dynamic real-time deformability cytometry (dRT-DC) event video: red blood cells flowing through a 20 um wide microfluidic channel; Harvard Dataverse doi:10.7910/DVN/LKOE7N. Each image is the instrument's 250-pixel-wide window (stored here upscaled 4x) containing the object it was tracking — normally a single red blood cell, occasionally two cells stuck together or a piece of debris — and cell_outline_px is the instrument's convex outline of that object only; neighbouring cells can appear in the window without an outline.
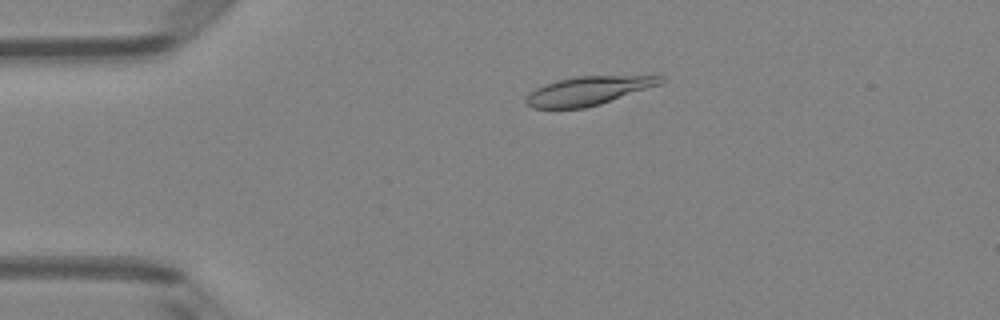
{"species": "Egyptian fruit bat (a non-hibernating species)", "species_latin": "Rousettus aegyptiacus", "temperature_condition": "room temperature", "stored_images_in_passage": 50, "camera_frame_rate_fps": 3000, "um_per_image_px": 0.085, "animal": {"sex": "female"}, "frame": {"image": 1, "passage_image": 11, "time_ms": 3.333, "image_size_px": [1000, 320], "cell_outline_px": [[664, 80], [660, 84], [600, 104], [584, 108], [532, 108], [524, 104], [524, 100], [528, 92], [544, 84], [556, 80], [576, 76], [664, 76]], "centroid_in_image_um": [49.91, 7.72], "position_along_channel_um": 35.1, "area_um2": 22.43}}
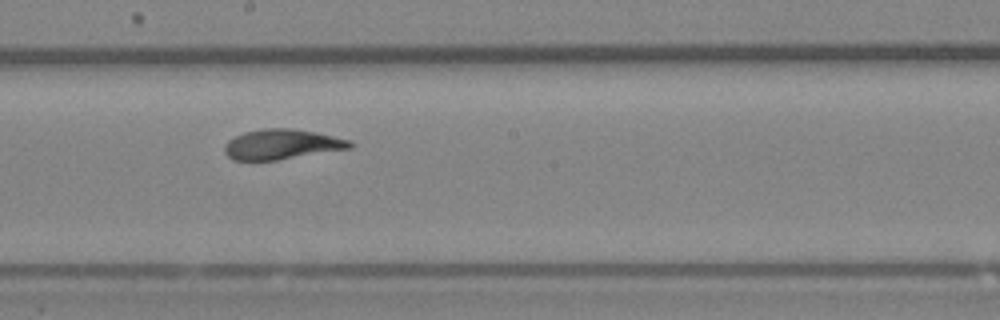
{"frame": {"image": 2, "passage_image": 28, "time_ms": 9.0, "image_size_px": [1000, 320], "cell_outline_px": [[352, 148], [276, 160], [232, 160], [224, 152], [224, 144], [228, 140], [244, 132], [264, 128], [292, 128], [352, 140]], "centroid_in_image_um": [23.93, 12.27], "position_along_channel_um": 224.3, "area_um2": 21.85}}
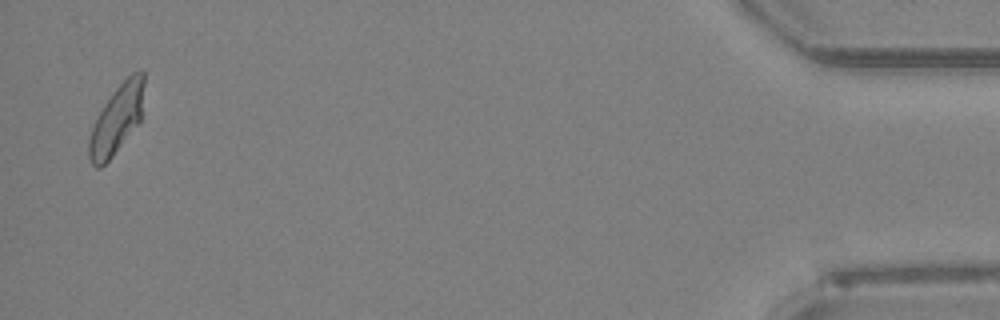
{"frame": {"image": 3, "passage_image": 49, "time_ms": 16.0, "image_size_px": [1000, 320], "cell_outline_px": [[144, 84], [140, 120], [112, 156], [100, 168], [96, 168], [92, 164], [88, 156], [88, 140], [92, 128], [104, 104], [116, 88], [132, 72], [140, 68], [144, 72]], "centroid_in_image_um": [9.92, 10.12], "position_along_channel_um": 425.3, "area_um2": 21.62}, "authors_computed_cell_mechanics": {"area_um2": 22.4553, "velocity_mm_per_s": 4.0834, "shape_relaxation_time_tau1_ms": 3.8721, "shape_relaxation_time_tau2_ms": 0.7801, "deformation_change_tau1": 0.1564, "deformation_change_tau2": 0.0709}}